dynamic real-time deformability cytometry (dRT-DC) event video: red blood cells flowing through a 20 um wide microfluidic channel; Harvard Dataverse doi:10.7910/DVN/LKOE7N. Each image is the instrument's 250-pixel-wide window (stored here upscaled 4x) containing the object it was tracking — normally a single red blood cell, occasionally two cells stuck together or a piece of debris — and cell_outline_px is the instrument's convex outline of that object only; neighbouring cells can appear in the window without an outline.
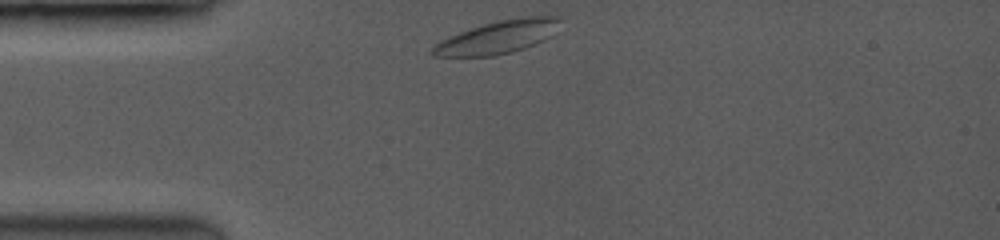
{"species": "common noctule bat (a hibernating species)", "species_latin": "Nyctalus noctula", "temperature_condition": "room temperature", "stored_images_in_passage": 25, "camera_frame_rate_fps": 3500, "um_per_image_px": 0.085, "animal": {"sex": "female", "body_mass_g": 19.0, "forearm_length_mm": 53.3}, "frame": {"image": 1, "passage_image": 1, "time_ms": 0.0, "image_size_px": [1000, 240], "cell_outline_px": [[564, 16], [548, 36], [544, 40], [524, 48], [492, 56], [432, 56], [428, 52], [440, 40], [460, 32], [496, 20], [520, 16]], "centroid_in_image_um": [42.28, 3.14], "position_along_channel_um": 42.7, "area_um2": 24.16}}
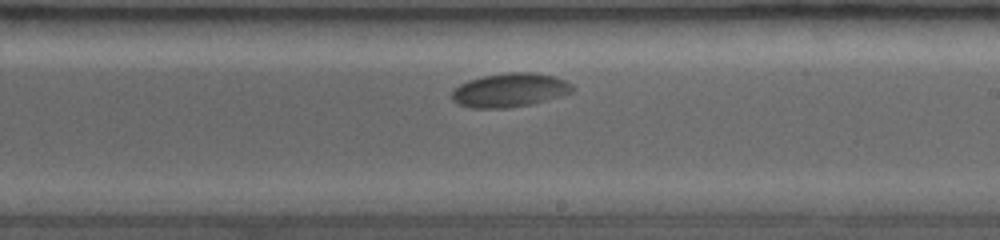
{"frame": {"image": 2, "passage_image": 12, "time_ms": 6.0, "image_size_px": [1000, 240], "cell_outline_px": [[572, 92], [528, 104], [500, 108], [476, 108], [460, 104], [452, 100], [452, 92], [460, 84], [468, 80], [484, 76], [508, 72], [532, 72], [552, 76], [564, 80], [572, 84]], "centroid_in_image_um": [43.3, 7.64], "position_along_channel_um": 245.7, "area_um2": 23.12}}
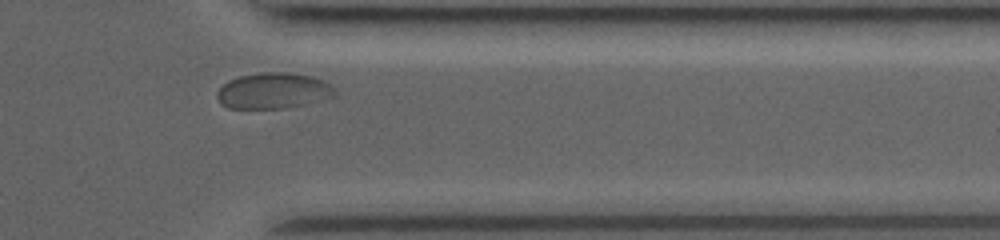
{"frame": {"image": 3, "passage_image": 22, "time_ms": 9.714, "image_size_px": [1000, 240], "cell_outline_px": [[336, 92], [332, 96], [320, 100], [304, 104], [284, 108], [228, 108], [220, 104], [216, 96], [216, 92], [228, 80], [240, 76], [268, 72], [276, 72], [312, 76], [324, 80]], "centroid_in_image_um": [23.18, 7.72], "position_along_channel_um": 388.2, "area_um2": 24.22}, "authors_computed_cell_mechanics": {"area_um2": 23.12, "velocity_mm_per_s": 3.7792, "shape_relaxation_time_tau1_ms": 1.8072, "shape_relaxation_time_tau2_ms": null, "deformation_change_tau1": 0.0377, "deformation_change_tau2": null}}